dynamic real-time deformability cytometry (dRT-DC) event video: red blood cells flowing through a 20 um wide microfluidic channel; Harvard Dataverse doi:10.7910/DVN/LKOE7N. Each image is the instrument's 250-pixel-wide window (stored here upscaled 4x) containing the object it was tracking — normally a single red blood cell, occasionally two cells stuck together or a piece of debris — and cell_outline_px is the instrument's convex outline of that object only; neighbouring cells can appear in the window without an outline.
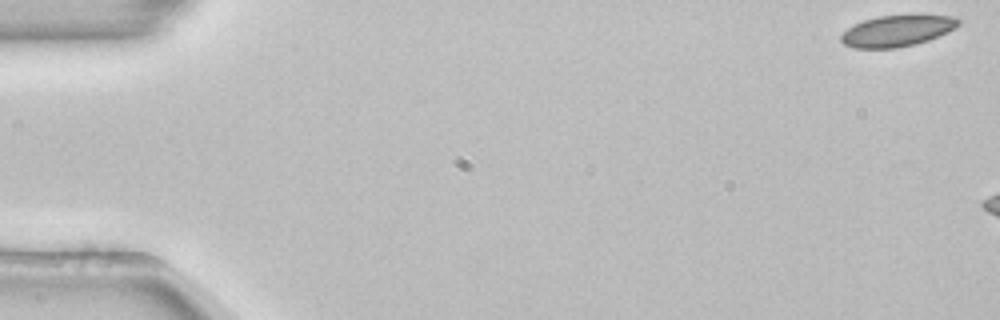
{"species": "common noctule bat (a hibernating species)", "species_latin": "Nyctalus noctula", "temperature_condition": "room temperature", "stored_images_in_passage": 7, "camera_frame_rate_fps": 3000, "um_per_image_px": 0.085, "animal": {"sex": "female", "body_mass_g": 22.7, "forearm_length_mm": 54.2}, "frame": {"image": 1, "passage_image": 1, "time_ms": 0.0, "image_size_px": [1000, 320], "cell_outline_px": [[960, 24], [956, 28], [948, 32], [928, 40], [916, 44], [896, 48], [856, 48], [844, 44], [840, 40], [840, 36], [848, 28], [864, 20], [876, 16], [952, 16], [960, 20]], "centroid_in_image_um": [76.25, 2.64], "position_along_channel_um": 8.7, "area_um2": 21.04}}